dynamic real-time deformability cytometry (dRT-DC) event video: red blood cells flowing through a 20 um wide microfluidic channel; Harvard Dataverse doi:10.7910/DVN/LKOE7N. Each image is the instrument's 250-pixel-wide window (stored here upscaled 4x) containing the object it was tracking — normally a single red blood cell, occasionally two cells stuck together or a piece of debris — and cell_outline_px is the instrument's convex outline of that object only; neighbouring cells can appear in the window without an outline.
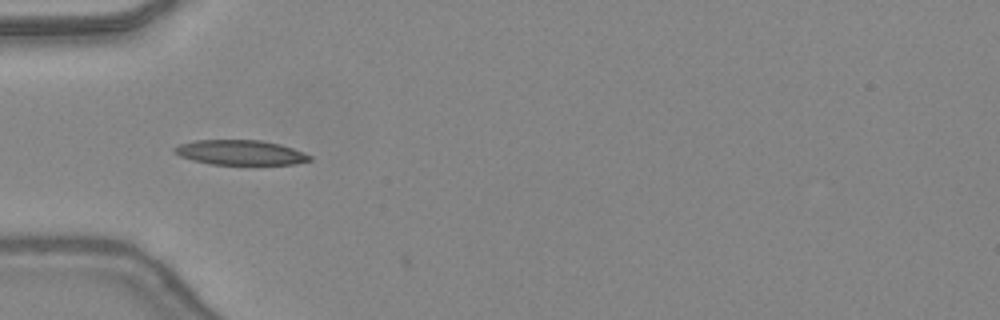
{"species": "common noctule bat (a hibernating species)", "species_latin": "Nyctalus noctula", "temperature_condition": "warm", "stored_images_in_passage": 4, "camera_frame_rate_fps": 3000, "um_per_image_px": 0.085, "animal": {"sex": "female", "body_mass_g": 24.6, "forearm_length_mm": 56.2}, "frame": {"image": 1, "passage_image": 2, "time_ms": 0.333, "image_size_px": [1000, 320], "cell_outline_px": [[312, 160], [296, 164], [212, 164], [192, 160], [180, 156], [172, 152], [172, 148], [180, 144], [196, 140], [260, 140], [280, 144], [292, 148], [312, 156]], "centroid_in_image_um": [20.41, 12.96], "position_along_channel_um": 64.6, "area_um2": 19.54}}